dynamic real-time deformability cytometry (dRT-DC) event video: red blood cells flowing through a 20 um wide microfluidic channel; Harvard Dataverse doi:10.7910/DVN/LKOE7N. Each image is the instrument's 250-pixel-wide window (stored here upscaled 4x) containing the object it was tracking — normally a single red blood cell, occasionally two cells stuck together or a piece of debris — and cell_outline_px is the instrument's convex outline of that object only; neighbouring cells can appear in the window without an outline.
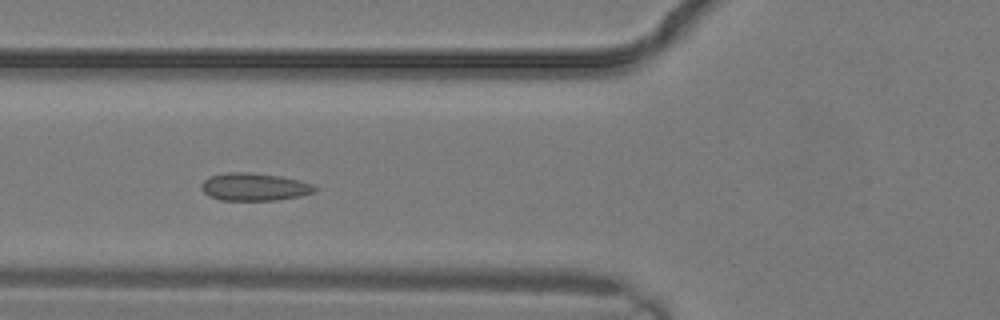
{"species": "common noctule bat (a hibernating species)", "species_latin": "Nyctalus noctula", "temperature_condition": "warm", "stored_images_in_passage": 13, "camera_frame_rate_fps": 3000, "um_per_image_px": 0.085, "animal": {"sex": "male", "body_mass_g": 19.2, "forearm_length_mm": 51.8}, "frame": {"image": 1, "passage_image": 10, "time_ms": 3.0, "image_size_px": [1000, 320], "cell_outline_px": [[316, 192], [300, 196], [276, 200], [220, 200], [204, 192], [200, 188], [200, 184], [204, 180], [212, 176], [224, 172], [252, 172], [280, 176], [300, 180], [312, 184], [316, 188]], "centroid_in_image_um": [21.62, 15.87], "position_along_channel_um": 104.2, "area_um2": 18.32}}
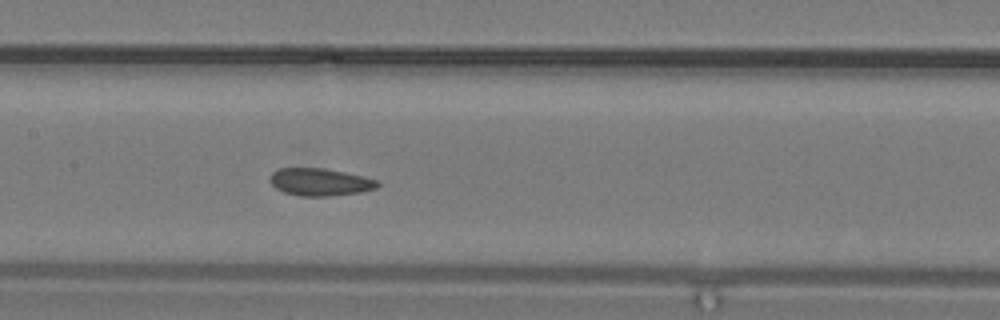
{"frame": {"image": 2, "passage_image": 13, "time_ms": 4.0, "image_size_px": [1000, 320], "cell_outline_px": [[380, 184], [376, 188], [360, 192], [332, 196], [300, 196], [284, 192], [276, 188], [268, 180], [272, 172], [280, 168], [324, 168], [344, 172], [380, 180]], "centroid_in_image_um": [27.2, 15.47], "position_along_channel_um": 180.2, "area_um2": 17.28}}